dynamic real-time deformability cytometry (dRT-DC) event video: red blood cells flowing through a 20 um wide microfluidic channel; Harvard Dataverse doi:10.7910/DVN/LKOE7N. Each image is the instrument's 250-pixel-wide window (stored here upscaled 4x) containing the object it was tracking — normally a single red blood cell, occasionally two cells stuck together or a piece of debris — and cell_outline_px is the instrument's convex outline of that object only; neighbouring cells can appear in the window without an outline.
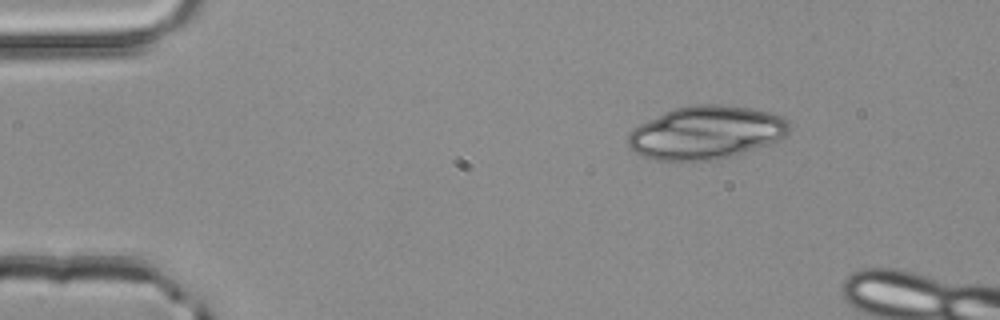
{"species": "common noctule bat (a hibernating species)", "species_latin": "Nyctalus noctula", "temperature_condition": "room temperature", "stored_images_in_passage": 3, "camera_frame_rate_fps": 3000, "um_per_image_px": 0.085, "animal": {"sex": "male", "body_mass_g": 20.4}, "frame": {"image": 1, "passage_image": 1, "time_ms": 0.0, "image_size_px": [1000, 320], "cell_outline_px": [[792, 128], [784, 136], [768, 144], [748, 152], [716, 160], [656, 160], [640, 156], [632, 152], [628, 148], [628, 132], [632, 128], [672, 108], [692, 104], [720, 104], [752, 108], [784, 116], [788, 120]], "centroid_in_image_um": [60.0, 11.27], "position_along_channel_um": 25.0, "area_um2": 50.52}}